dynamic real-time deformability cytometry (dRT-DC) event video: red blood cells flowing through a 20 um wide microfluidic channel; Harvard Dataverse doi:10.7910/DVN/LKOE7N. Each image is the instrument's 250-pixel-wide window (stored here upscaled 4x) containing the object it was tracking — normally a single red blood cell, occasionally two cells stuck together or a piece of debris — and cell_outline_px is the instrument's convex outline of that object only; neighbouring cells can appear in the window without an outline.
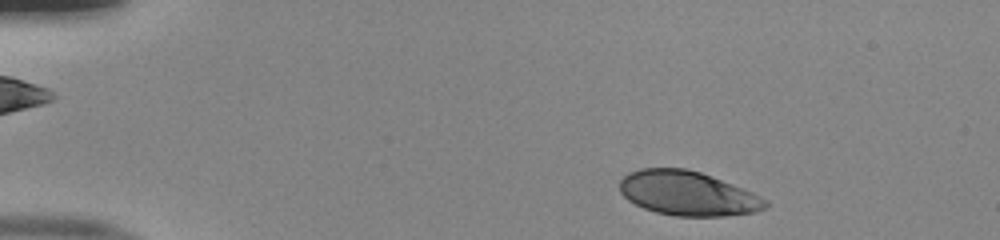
{"species": "human", "species_latin": "Homo sapiens", "temperature_condition": "room temperature", "stored_images_in_passage": 45, "camera_frame_rate_fps": 3000, "um_per_image_px": 0.085, "donor": {"sex": "male"}, "frame": {"image": 1, "passage_image": 2, "time_ms": 0.333, "image_size_px": [1000, 240], "cell_outline_px": [[768, 208], [756, 212], [724, 216], [676, 216], [656, 212], [644, 208], [628, 200], [620, 192], [620, 180], [628, 172], [640, 168], [684, 168], [700, 172], [732, 184], [752, 192], [768, 200]], "centroid_in_image_um": [58.46, 16.44], "position_along_channel_um": 26.5, "area_um2": 37.69}}
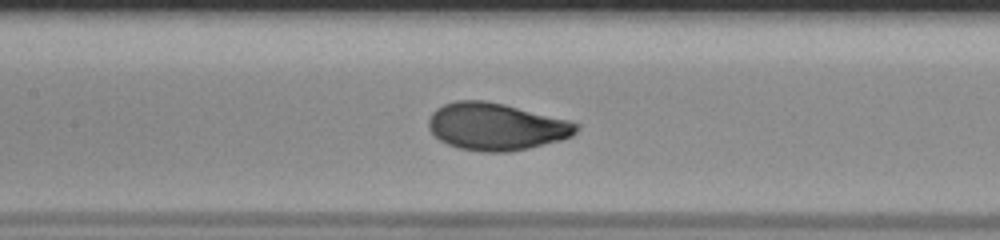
{"frame": {"image": 2, "passage_image": 19, "time_ms": 6.0, "image_size_px": [1000, 240], "cell_outline_px": [[580, 128], [572, 136], [560, 140], [528, 148], [508, 152], [480, 152], [456, 148], [440, 140], [428, 128], [428, 120], [432, 112], [436, 108], [444, 104], [456, 100], [484, 100], [504, 104], [568, 120], [580, 124]], "centroid_in_image_um": [42.16, 10.76], "position_along_channel_um": 165.2, "area_um2": 40.75}}
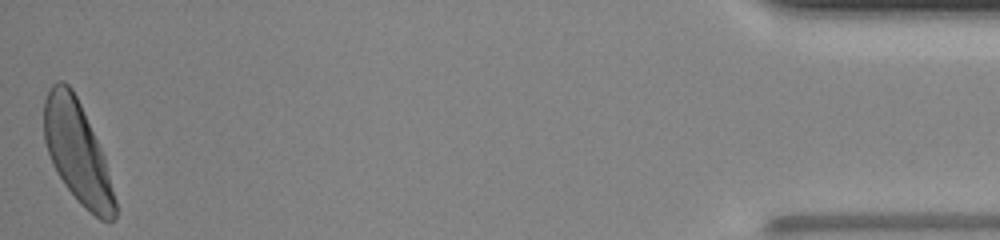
{"frame": {"image": 3, "passage_image": 45, "time_ms": 14.667, "image_size_px": [1000, 240], "cell_outline_px": [[116, 216], [108, 224], [100, 220], [84, 208], [80, 204], [64, 184], [52, 164], [44, 140], [44, 100], [48, 88], [56, 80], [64, 80], [72, 88], [80, 104], [104, 156], [116, 200]], "centroid_in_image_um": [6.57, 12.95], "position_along_channel_um": 428.6, "area_um2": 41.96}, "authors_computed_cell_mechanics": {"area_um2": 40.171, "velocity_mm_per_s": 4.0024, "shape_relaxation_time_tau1_ms": 2.3833, "shape_relaxation_time_tau2_ms": null, "deformation_change_tau1": 0.1538, "deformation_change_tau2": null}}